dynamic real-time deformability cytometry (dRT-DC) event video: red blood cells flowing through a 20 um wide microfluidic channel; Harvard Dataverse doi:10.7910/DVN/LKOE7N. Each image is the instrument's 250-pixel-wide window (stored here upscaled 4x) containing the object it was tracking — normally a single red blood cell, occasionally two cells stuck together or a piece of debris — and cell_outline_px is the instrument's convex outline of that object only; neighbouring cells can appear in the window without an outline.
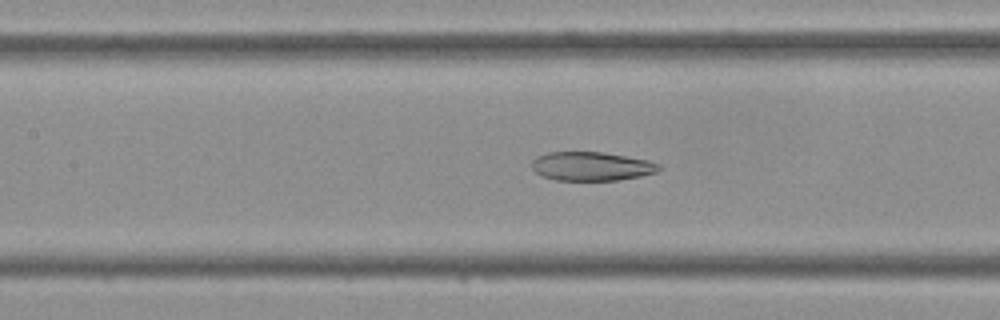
{"species": "Egyptian fruit bat (a non-hibernating species)", "species_latin": "Rousettus aegyptiacus", "temperature_condition": "cold", "stored_images_in_passage": 42, "camera_frame_rate_fps": 3000, "um_per_image_px": 0.085, "frame": {"image": 1, "passage_image": 18, "time_ms": 5.667, "image_size_px": [1000, 320], "cell_outline_px": [[660, 168], [656, 172], [640, 176], [616, 180], [556, 180], [544, 176], [536, 172], [532, 168], [532, 160], [536, 156], [548, 152], [600, 152], [648, 160], [660, 164]], "centroid_in_image_um": [50.25, 14.13], "position_along_channel_um": 157.1, "area_um2": 21.15}}
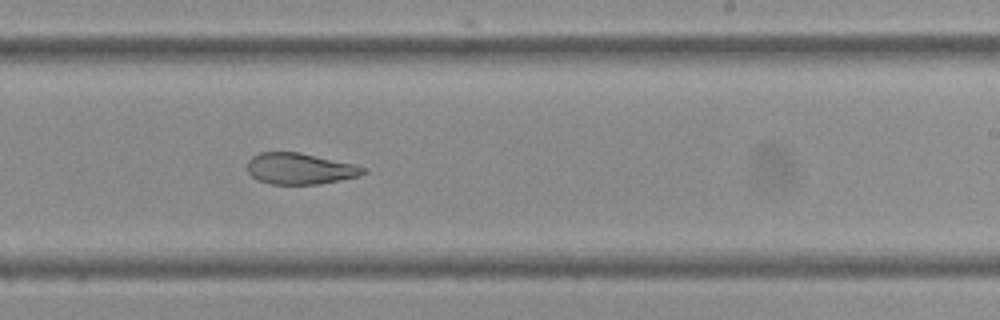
{"frame": {"image": 2, "passage_image": 25, "time_ms": 8.0, "image_size_px": [1000, 320], "cell_outline_px": [[368, 172], [360, 176], [340, 180], [316, 184], [272, 184], [260, 180], [252, 176], [248, 172], [248, 160], [252, 156], [260, 152], [300, 152], [356, 164], [368, 168]], "centroid_in_image_um": [25.55, 14.32], "position_along_channel_um": 263.4, "area_um2": 21.21}}
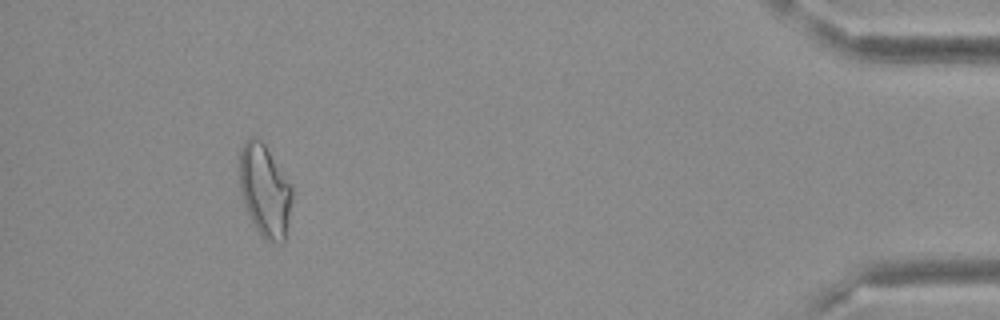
{"frame": {"image": 3, "passage_image": 39, "time_ms": 12.667, "image_size_px": [1000, 320], "cell_outline_px": [[292, 200], [284, 244], [272, 244], [256, 228], [244, 204], [240, 192], [240, 148], [248, 136], [256, 136], [264, 144], [292, 188]], "centroid_in_image_um": [22.5, 16.21], "position_along_channel_um": 412.7, "area_um2": 27.98}}